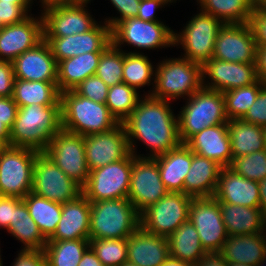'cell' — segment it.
I'll return each mask as SVG.
<instances>
[{"instance_id": "ab89813d", "label": "cell", "mask_w": 266, "mask_h": 266, "mask_svg": "<svg viewBox=\"0 0 266 266\" xmlns=\"http://www.w3.org/2000/svg\"><path fill=\"white\" fill-rule=\"evenodd\" d=\"M140 99L137 90L122 82L109 87L105 104L116 120L123 123L137 107Z\"/></svg>"}, {"instance_id": "30bf717a", "label": "cell", "mask_w": 266, "mask_h": 266, "mask_svg": "<svg viewBox=\"0 0 266 266\" xmlns=\"http://www.w3.org/2000/svg\"><path fill=\"white\" fill-rule=\"evenodd\" d=\"M191 199L184 193L169 192L140 213V227L168 238L182 223L188 221Z\"/></svg>"}, {"instance_id": "44dd1931", "label": "cell", "mask_w": 266, "mask_h": 266, "mask_svg": "<svg viewBox=\"0 0 266 266\" xmlns=\"http://www.w3.org/2000/svg\"><path fill=\"white\" fill-rule=\"evenodd\" d=\"M44 40L42 16H29L21 23L5 25L0 29V61L13 62L27 50Z\"/></svg>"}, {"instance_id": "83f0119b", "label": "cell", "mask_w": 266, "mask_h": 266, "mask_svg": "<svg viewBox=\"0 0 266 266\" xmlns=\"http://www.w3.org/2000/svg\"><path fill=\"white\" fill-rule=\"evenodd\" d=\"M222 166L192 152V163L184 180V194L192 198L213 197Z\"/></svg>"}, {"instance_id": "2644e50d", "label": "cell", "mask_w": 266, "mask_h": 266, "mask_svg": "<svg viewBox=\"0 0 266 266\" xmlns=\"http://www.w3.org/2000/svg\"><path fill=\"white\" fill-rule=\"evenodd\" d=\"M264 132V140H265V147H266V126L262 127Z\"/></svg>"}, {"instance_id": "91938a15", "label": "cell", "mask_w": 266, "mask_h": 266, "mask_svg": "<svg viewBox=\"0 0 266 266\" xmlns=\"http://www.w3.org/2000/svg\"><path fill=\"white\" fill-rule=\"evenodd\" d=\"M44 7L43 10L56 7V6H65V5H73L78 3L76 0H40Z\"/></svg>"}, {"instance_id": "f35d334b", "label": "cell", "mask_w": 266, "mask_h": 266, "mask_svg": "<svg viewBox=\"0 0 266 266\" xmlns=\"http://www.w3.org/2000/svg\"><path fill=\"white\" fill-rule=\"evenodd\" d=\"M154 67L147 56L140 52H124L123 83L139 89L142 86L150 85L151 78L154 79Z\"/></svg>"}, {"instance_id": "680465c9", "label": "cell", "mask_w": 266, "mask_h": 266, "mask_svg": "<svg viewBox=\"0 0 266 266\" xmlns=\"http://www.w3.org/2000/svg\"><path fill=\"white\" fill-rule=\"evenodd\" d=\"M78 266H103V264L97 258L96 254L89 246L83 253L81 261L79 262Z\"/></svg>"}, {"instance_id": "4dcf8cb0", "label": "cell", "mask_w": 266, "mask_h": 266, "mask_svg": "<svg viewBox=\"0 0 266 266\" xmlns=\"http://www.w3.org/2000/svg\"><path fill=\"white\" fill-rule=\"evenodd\" d=\"M102 52H90L58 62L57 87L60 93L74 90L87 77L95 75Z\"/></svg>"}, {"instance_id": "2e32d148", "label": "cell", "mask_w": 266, "mask_h": 266, "mask_svg": "<svg viewBox=\"0 0 266 266\" xmlns=\"http://www.w3.org/2000/svg\"><path fill=\"white\" fill-rule=\"evenodd\" d=\"M84 144L89 171L127 158L131 154L122 123L109 131L84 136Z\"/></svg>"}, {"instance_id": "6125c7cd", "label": "cell", "mask_w": 266, "mask_h": 266, "mask_svg": "<svg viewBox=\"0 0 266 266\" xmlns=\"http://www.w3.org/2000/svg\"><path fill=\"white\" fill-rule=\"evenodd\" d=\"M10 139V129L0 121V146H8Z\"/></svg>"}, {"instance_id": "5b68a950", "label": "cell", "mask_w": 266, "mask_h": 266, "mask_svg": "<svg viewBox=\"0 0 266 266\" xmlns=\"http://www.w3.org/2000/svg\"><path fill=\"white\" fill-rule=\"evenodd\" d=\"M187 100L177 115L179 136L183 144L207 127L228 123L222 92L202 87Z\"/></svg>"}, {"instance_id": "8c879c8a", "label": "cell", "mask_w": 266, "mask_h": 266, "mask_svg": "<svg viewBox=\"0 0 266 266\" xmlns=\"http://www.w3.org/2000/svg\"><path fill=\"white\" fill-rule=\"evenodd\" d=\"M77 2H81V3H88L91 0H76Z\"/></svg>"}, {"instance_id": "be15d7a7", "label": "cell", "mask_w": 266, "mask_h": 266, "mask_svg": "<svg viewBox=\"0 0 266 266\" xmlns=\"http://www.w3.org/2000/svg\"><path fill=\"white\" fill-rule=\"evenodd\" d=\"M161 266H193L192 264L169 256Z\"/></svg>"}, {"instance_id": "a7ac6f4b", "label": "cell", "mask_w": 266, "mask_h": 266, "mask_svg": "<svg viewBox=\"0 0 266 266\" xmlns=\"http://www.w3.org/2000/svg\"><path fill=\"white\" fill-rule=\"evenodd\" d=\"M121 266H137L136 264L130 263V262H125Z\"/></svg>"}, {"instance_id": "836d02e7", "label": "cell", "mask_w": 266, "mask_h": 266, "mask_svg": "<svg viewBox=\"0 0 266 266\" xmlns=\"http://www.w3.org/2000/svg\"><path fill=\"white\" fill-rule=\"evenodd\" d=\"M13 100L18 107L37 105H61L57 82L14 80Z\"/></svg>"}, {"instance_id": "484cf974", "label": "cell", "mask_w": 266, "mask_h": 266, "mask_svg": "<svg viewBox=\"0 0 266 266\" xmlns=\"http://www.w3.org/2000/svg\"><path fill=\"white\" fill-rule=\"evenodd\" d=\"M169 256L166 237L139 227L127 238V262L137 266H161Z\"/></svg>"}, {"instance_id": "cb8c5ba5", "label": "cell", "mask_w": 266, "mask_h": 266, "mask_svg": "<svg viewBox=\"0 0 266 266\" xmlns=\"http://www.w3.org/2000/svg\"><path fill=\"white\" fill-rule=\"evenodd\" d=\"M185 144L193 153L214 160L222 167L231 166L233 158L227 123L207 127Z\"/></svg>"}, {"instance_id": "34e18365", "label": "cell", "mask_w": 266, "mask_h": 266, "mask_svg": "<svg viewBox=\"0 0 266 266\" xmlns=\"http://www.w3.org/2000/svg\"><path fill=\"white\" fill-rule=\"evenodd\" d=\"M1 255H0V266H3L2 260H1Z\"/></svg>"}, {"instance_id": "ba28073f", "label": "cell", "mask_w": 266, "mask_h": 266, "mask_svg": "<svg viewBox=\"0 0 266 266\" xmlns=\"http://www.w3.org/2000/svg\"><path fill=\"white\" fill-rule=\"evenodd\" d=\"M224 23L200 10L179 34L174 33V45H182L184 58L203 65L214 54L216 37Z\"/></svg>"}, {"instance_id": "277c9868", "label": "cell", "mask_w": 266, "mask_h": 266, "mask_svg": "<svg viewBox=\"0 0 266 266\" xmlns=\"http://www.w3.org/2000/svg\"><path fill=\"white\" fill-rule=\"evenodd\" d=\"M139 216L127 198L91 202L89 239L128 238L140 227Z\"/></svg>"}, {"instance_id": "f1b7e54d", "label": "cell", "mask_w": 266, "mask_h": 266, "mask_svg": "<svg viewBox=\"0 0 266 266\" xmlns=\"http://www.w3.org/2000/svg\"><path fill=\"white\" fill-rule=\"evenodd\" d=\"M159 167L161 180L169 192L184 193V180L192 163V151L181 144L153 158Z\"/></svg>"}, {"instance_id": "94428289", "label": "cell", "mask_w": 266, "mask_h": 266, "mask_svg": "<svg viewBox=\"0 0 266 266\" xmlns=\"http://www.w3.org/2000/svg\"><path fill=\"white\" fill-rule=\"evenodd\" d=\"M260 193V208L266 215V178L258 182Z\"/></svg>"}, {"instance_id": "753ad0ef", "label": "cell", "mask_w": 266, "mask_h": 266, "mask_svg": "<svg viewBox=\"0 0 266 266\" xmlns=\"http://www.w3.org/2000/svg\"><path fill=\"white\" fill-rule=\"evenodd\" d=\"M5 26L2 22H1V19H0V29Z\"/></svg>"}, {"instance_id": "7dc6e473", "label": "cell", "mask_w": 266, "mask_h": 266, "mask_svg": "<svg viewBox=\"0 0 266 266\" xmlns=\"http://www.w3.org/2000/svg\"><path fill=\"white\" fill-rule=\"evenodd\" d=\"M242 120L261 127L266 126V84L260 89L254 104Z\"/></svg>"}, {"instance_id": "1f68e13d", "label": "cell", "mask_w": 266, "mask_h": 266, "mask_svg": "<svg viewBox=\"0 0 266 266\" xmlns=\"http://www.w3.org/2000/svg\"><path fill=\"white\" fill-rule=\"evenodd\" d=\"M167 240L169 255L193 266L207 254L201 245L198 231L189 220L182 223Z\"/></svg>"}, {"instance_id": "ac0fdd59", "label": "cell", "mask_w": 266, "mask_h": 266, "mask_svg": "<svg viewBox=\"0 0 266 266\" xmlns=\"http://www.w3.org/2000/svg\"><path fill=\"white\" fill-rule=\"evenodd\" d=\"M206 75L211 83L206 84L204 81ZM257 81L256 63H233L211 58L202 65V86L209 90L224 93L250 86Z\"/></svg>"}, {"instance_id": "8992f818", "label": "cell", "mask_w": 266, "mask_h": 266, "mask_svg": "<svg viewBox=\"0 0 266 266\" xmlns=\"http://www.w3.org/2000/svg\"><path fill=\"white\" fill-rule=\"evenodd\" d=\"M155 68L154 88L148 93L153 98L171 101L188 98L202 86V65L182 58L164 59ZM155 89V90H154Z\"/></svg>"}, {"instance_id": "e575fe53", "label": "cell", "mask_w": 266, "mask_h": 266, "mask_svg": "<svg viewBox=\"0 0 266 266\" xmlns=\"http://www.w3.org/2000/svg\"><path fill=\"white\" fill-rule=\"evenodd\" d=\"M7 232L24 244L22 251H43L47 243L24 201L15 209Z\"/></svg>"}, {"instance_id": "603a6c76", "label": "cell", "mask_w": 266, "mask_h": 266, "mask_svg": "<svg viewBox=\"0 0 266 266\" xmlns=\"http://www.w3.org/2000/svg\"><path fill=\"white\" fill-rule=\"evenodd\" d=\"M213 197L220 203L260 207L259 184L222 167Z\"/></svg>"}, {"instance_id": "c3c4849f", "label": "cell", "mask_w": 266, "mask_h": 266, "mask_svg": "<svg viewBox=\"0 0 266 266\" xmlns=\"http://www.w3.org/2000/svg\"><path fill=\"white\" fill-rule=\"evenodd\" d=\"M256 46H266V9L254 8L249 18V23Z\"/></svg>"}, {"instance_id": "6f0895ef", "label": "cell", "mask_w": 266, "mask_h": 266, "mask_svg": "<svg viewBox=\"0 0 266 266\" xmlns=\"http://www.w3.org/2000/svg\"><path fill=\"white\" fill-rule=\"evenodd\" d=\"M219 253H207L195 266H227Z\"/></svg>"}, {"instance_id": "e7e4bbea", "label": "cell", "mask_w": 266, "mask_h": 266, "mask_svg": "<svg viewBox=\"0 0 266 266\" xmlns=\"http://www.w3.org/2000/svg\"><path fill=\"white\" fill-rule=\"evenodd\" d=\"M249 2L254 8L266 6V0H249Z\"/></svg>"}, {"instance_id": "d590c367", "label": "cell", "mask_w": 266, "mask_h": 266, "mask_svg": "<svg viewBox=\"0 0 266 266\" xmlns=\"http://www.w3.org/2000/svg\"><path fill=\"white\" fill-rule=\"evenodd\" d=\"M23 201L42 235L48 240L57 229L61 218L62 204L37 196L32 192L28 193Z\"/></svg>"}, {"instance_id": "ee69618b", "label": "cell", "mask_w": 266, "mask_h": 266, "mask_svg": "<svg viewBox=\"0 0 266 266\" xmlns=\"http://www.w3.org/2000/svg\"><path fill=\"white\" fill-rule=\"evenodd\" d=\"M230 168L246 179L260 182L266 178V149L234 158Z\"/></svg>"}, {"instance_id": "d4e9b609", "label": "cell", "mask_w": 266, "mask_h": 266, "mask_svg": "<svg viewBox=\"0 0 266 266\" xmlns=\"http://www.w3.org/2000/svg\"><path fill=\"white\" fill-rule=\"evenodd\" d=\"M91 202L83 195L62 204L57 229L48 240H78L90 237Z\"/></svg>"}, {"instance_id": "5bb4252c", "label": "cell", "mask_w": 266, "mask_h": 266, "mask_svg": "<svg viewBox=\"0 0 266 266\" xmlns=\"http://www.w3.org/2000/svg\"><path fill=\"white\" fill-rule=\"evenodd\" d=\"M169 191L163 184L157 162L147 156L132 154V170L128 200L140 214Z\"/></svg>"}, {"instance_id": "003e7915", "label": "cell", "mask_w": 266, "mask_h": 266, "mask_svg": "<svg viewBox=\"0 0 266 266\" xmlns=\"http://www.w3.org/2000/svg\"><path fill=\"white\" fill-rule=\"evenodd\" d=\"M227 266H251L244 263H228Z\"/></svg>"}, {"instance_id": "d6a6232c", "label": "cell", "mask_w": 266, "mask_h": 266, "mask_svg": "<svg viewBox=\"0 0 266 266\" xmlns=\"http://www.w3.org/2000/svg\"><path fill=\"white\" fill-rule=\"evenodd\" d=\"M227 125L233 159L266 149L261 126L242 119H230Z\"/></svg>"}, {"instance_id": "03108f58", "label": "cell", "mask_w": 266, "mask_h": 266, "mask_svg": "<svg viewBox=\"0 0 266 266\" xmlns=\"http://www.w3.org/2000/svg\"><path fill=\"white\" fill-rule=\"evenodd\" d=\"M3 2H12V3H32L30 0H0Z\"/></svg>"}, {"instance_id": "7c38bea8", "label": "cell", "mask_w": 266, "mask_h": 266, "mask_svg": "<svg viewBox=\"0 0 266 266\" xmlns=\"http://www.w3.org/2000/svg\"><path fill=\"white\" fill-rule=\"evenodd\" d=\"M31 192L50 201L65 203L82 194V187L69 178L48 156L35 159Z\"/></svg>"}, {"instance_id": "816d5d0a", "label": "cell", "mask_w": 266, "mask_h": 266, "mask_svg": "<svg viewBox=\"0 0 266 266\" xmlns=\"http://www.w3.org/2000/svg\"><path fill=\"white\" fill-rule=\"evenodd\" d=\"M14 80L12 62L0 61V97L13 96Z\"/></svg>"}, {"instance_id": "74e56055", "label": "cell", "mask_w": 266, "mask_h": 266, "mask_svg": "<svg viewBox=\"0 0 266 266\" xmlns=\"http://www.w3.org/2000/svg\"><path fill=\"white\" fill-rule=\"evenodd\" d=\"M89 247V239L47 240L44 247L46 266H78Z\"/></svg>"}, {"instance_id": "7402d4cb", "label": "cell", "mask_w": 266, "mask_h": 266, "mask_svg": "<svg viewBox=\"0 0 266 266\" xmlns=\"http://www.w3.org/2000/svg\"><path fill=\"white\" fill-rule=\"evenodd\" d=\"M12 64L16 79L57 82L58 63L45 40L36 47L22 53Z\"/></svg>"}, {"instance_id": "e0dca14e", "label": "cell", "mask_w": 266, "mask_h": 266, "mask_svg": "<svg viewBox=\"0 0 266 266\" xmlns=\"http://www.w3.org/2000/svg\"><path fill=\"white\" fill-rule=\"evenodd\" d=\"M256 43L249 24H224L212 58L233 63H256Z\"/></svg>"}, {"instance_id": "11a10c76", "label": "cell", "mask_w": 266, "mask_h": 266, "mask_svg": "<svg viewBox=\"0 0 266 266\" xmlns=\"http://www.w3.org/2000/svg\"><path fill=\"white\" fill-rule=\"evenodd\" d=\"M163 4L160 0H141L138 8L137 18L144 21H159L155 17L156 9L161 8Z\"/></svg>"}, {"instance_id": "d6986e66", "label": "cell", "mask_w": 266, "mask_h": 266, "mask_svg": "<svg viewBox=\"0 0 266 266\" xmlns=\"http://www.w3.org/2000/svg\"><path fill=\"white\" fill-rule=\"evenodd\" d=\"M86 5L87 3L78 2L44 10L41 13L44 37H65L92 29L97 22L84 8Z\"/></svg>"}, {"instance_id": "3957f363", "label": "cell", "mask_w": 266, "mask_h": 266, "mask_svg": "<svg viewBox=\"0 0 266 266\" xmlns=\"http://www.w3.org/2000/svg\"><path fill=\"white\" fill-rule=\"evenodd\" d=\"M62 129L82 136L109 131L119 122L105 103H97L75 90L60 93Z\"/></svg>"}, {"instance_id": "f5cc1de1", "label": "cell", "mask_w": 266, "mask_h": 266, "mask_svg": "<svg viewBox=\"0 0 266 266\" xmlns=\"http://www.w3.org/2000/svg\"><path fill=\"white\" fill-rule=\"evenodd\" d=\"M18 105L13 97H0V121L4 123L10 130L16 119Z\"/></svg>"}, {"instance_id": "db71d44e", "label": "cell", "mask_w": 266, "mask_h": 266, "mask_svg": "<svg viewBox=\"0 0 266 266\" xmlns=\"http://www.w3.org/2000/svg\"><path fill=\"white\" fill-rule=\"evenodd\" d=\"M12 264V266H46V257L43 251L20 250Z\"/></svg>"}, {"instance_id": "52a82bcc", "label": "cell", "mask_w": 266, "mask_h": 266, "mask_svg": "<svg viewBox=\"0 0 266 266\" xmlns=\"http://www.w3.org/2000/svg\"><path fill=\"white\" fill-rule=\"evenodd\" d=\"M39 153L30 148L0 146V195L23 199L31 192Z\"/></svg>"}, {"instance_id": "8fae6325", "label": "cell", "mask_w": 266, "mask_h": 266, "mask_svg": "<svg viewBox=\"0 0 266 266\" xmlns=\"http://www.w3.org/2000/svg\"><path fill=\"white\" fill-rule=\"evenodd\" d=\"M43 153L81 187L86 184L90 171L86 163L84 136L61 129L48 141Z\"/></svg>"}, {"instance_id": "6da1fadb", "label": "cell", "mask_w": 266, "mask_h": 266, "mask_svg": "<svg viewBox=\"0 0 266 266\" xmlns=\"http://www.w3.org/2000/svg\"><path fill=\"white\" fill-rule=\"evenodd\" d=\"M137 107L122 123L129 141L131 153L137 157L133 139L142 141L151 150L148 158L165 154L179 147L178 118L172 112L170 101L145 95Z\"/></svg>"}, {"instance_id": "9f6ffc18", "label": "cell", "mask_w": 266, "mask_h": 266, "mask_svg": "<svg viewBox=\"0 0 266 266\" xmlns=\"http://www.w3.org/2000/svg\"><path fill=\"white\" fill-rule=\"evenodd\" d=\"M256 47L257 77L263 84H266V46Z\"/></svg>"}, {"instance_id": "681fc988", "label": "cell", "mask_w": 266, "mask_h": 266, "mask_svg": "<svg viewBox=\"0 0 266 266\" xmlns=\"http://www.w3.org/2000/svg\"><path fill=\"white\" fill-rule=\"evenodd\" d=\"M114 5V8L120 14L119 17L108 18L105 22L110 26L111 30L121 21L136 17L138 14V8L140 0H110Z\"/></svg>"}, {"instance_id": "7a4b0ae2", "label": "cell", "mask_w": 266, "mask_h": 266, "mask_svg": "<svg viewBox=\"0 0 266 266\" xmlns=\"http://www.w3.org/2000/svg\"><path fill=\"white\" fill-rule=\"evenodd\" d=\"M62 129L61 105L18 107L10 130L9 145L44 152L55 133Z\"/></svg>"}, {"instance_id": "89a4df30", "label": "cell", "mask_w": 266, "mask_h": 266, "mask_svg": "<svg viewBox=\"0 0 266 266\" xmlns=\"http://www.w3.org/2000/svg\"><path fill=\"white\" fill-rule=\"evenodd\" d=\"M163 4H165V5H167V3L169 4V3H171V2H173V0H160ZM174 2H175V0H174Z\"/></svg>"}, {"instance_id": "4fadbf2b", "label": "cell", "mask_w": 266, "mask_h": 266, "mask_svg": "<svg viewBox=\"0 0 266 266\" xmlns=\"http://www.w3.org/2000/svg\"><path fill=\"white\" fill-rule=\"evenodd\" d=\"M174 31L160 21H144L137 17L119 22L111 30L112 43L121 48L125 42L140 49L174 46Z\"/></svg>"}, {"instance_id": "f6af8a7d", "label": "cell", "mask_w": 266, "mask_h": 266, "mask_svg": "<svg viewBox=\"0 0 266 266\" xmlns=\"http://www.w3.org/2000/svg\"><path fill=\"white\" fill-rule=\"evenodd\" d=\"M74 90L85 98L97 103H105L109 86L98 76L92 75L82 81Z\"/></svg>"}, {"instance_id": "f546056e", "label": "cell", "mask_w": 266, "mask_h": 266, "mask_svg": "<svg viewBox=\"0 0 266 266\" xmlns=\"http://www.w3.org/2000/svg\"><path fill=\"white\" fill-rule=\"evenodd\" d=\"M228 236L260 234L266 229V215L260 207L220 203Z\"/></svg>"}, {"instance_id": "9c48e42d", "label": "cell", "mask_w": 266, "mask_h": 266, "mask_svg": "<svg viewBox=\"0 0 266 266\" xmlns=\"http://www.w3.org/2000/svg\"><path fill=\"white\" fill-rule=\"evenodd\" d=\"M132 170V153L124 159L93 169L82 194L90 201L128 198Z\"/></svg>"}, {"instance_id": "8d00e7d4", "label": "cell", "mask_w": 266, "mask_h": 266, "mask_svg": "<svg viewBox=\"0 0 266 266\" xmlns=\"http://www.w3.org/2000/svg\"><path fill=\"white\" fill-rule=\"evenodd\" d=\"M203 12L224 24H248L254 7L249 0H197Z\"/></svg>"}, {"instance_id": "9a60e30c", "label": "cell", "mask_w": 266, "mask_h": 266, "mask_svg": "<svg viewBox=\"0 0 266 266\" xmlns=\"http://www.w3.org/2000/svg\"><path fill=\"white\" fill-rule=\"evenodd\" d=\"M188 220L198 231L204 250L207 253H219L228 238L220 202L214 197L192 198Z\"/></svg>"}, {"instance_id": "b9f144b4", "label": "cell", "mask_w": 266, "mask_h": 266, "mask_svg": "<svg viewBox=\"0 0 266 266\" xmlns=\"http://www.w3.org/2000/svg\"><path fill=\"white\" fill-rule=\"evenodd\" d=\"M124 51L112 42L101 53L95 75L109 87L123 82Z\"/></svg>"}, {"instance_id": "bcb514c9", "label": "cell", "mask_w": 266, "mask_h": 266, "mask_svg": "<svg viewBox=\"0 0 266 266\" xmlns=\"http://www.w3.org/2000/svg\"><path fill=\"white\" fill-rule=\"evenodd\" d=\"M31 3H12L0 1V19L4 25L23 22L30 15L28 9Z\"/></svg>"}, {"instance_id": "60d3db41", "label": "cell", "mask_w": 266, "mask_h": 266, "mask_svg": "<svg viewBox=\"0 0 266 266\" xmlns=\"http://www.w3.org/2000/svg\"><path fill=\"white\" fill-rule=\"evenodd\" d=\"M260 80L256 83L228 90L223 93L225 98V114L227 119H242L254 104L260 89L264 86Z\"/></svg>"}, {"instance_id": "4316f807", "label": "cell", "mask_w": 266, "mask_h": 266, "mask_svg": "<svg viewBox=\"0 0 266 266\" xmlns=\"http://www.w3.org/2000/svg\"><path fill=\"white\" fill-rule=\"evenodd\" d=\"M219 254L227 263L266 264V232L228 236Z\"/></svg>"}, {"instance_id": "ffe728a7", "label": "cell", "mask_w": 266, "mask_h": 266, "mask_svg": "<svg viewBox=\"0 0 266 266\" xmlns=\"http://www.w3.org/2000/svg\"><path fill=\"white\" fill-rule=\"evenodd\" d=\"M104 25L96 24L81 34L44 37V40L49 44L57 63L84 53L102 52L112 42L111 28L106 22Z\"/></svg>"}, {"instance_id": "f907efd6", "label": "cell", "mask_w": 266, "mask_h": 266, "mask_svg": "<svg viewBox=\"0 0 266 266\" xmlns=\"http://www.w3.org/2000/svg\"><path fill=\"white\" fill-rule=\"evenodd\" d=\"M23 202V199L0 195V227L9 228L13 221L15 209Z\"/></svg>"}, {"instance_id": "7bdbcfd3", "label": "cell", "mask_w": 266, "mask_h": 266, "mask_svg": "<svg viewBox=\"0 0 266 266\" xmlns=\"http://www.w3.org/2000/svg\"><path fill=\"white\" fill-rule=\"evenodd\" d=\"M89 246L103 266H121L127 262V238L89 239Z\"/></svg>"}]
</instances>
